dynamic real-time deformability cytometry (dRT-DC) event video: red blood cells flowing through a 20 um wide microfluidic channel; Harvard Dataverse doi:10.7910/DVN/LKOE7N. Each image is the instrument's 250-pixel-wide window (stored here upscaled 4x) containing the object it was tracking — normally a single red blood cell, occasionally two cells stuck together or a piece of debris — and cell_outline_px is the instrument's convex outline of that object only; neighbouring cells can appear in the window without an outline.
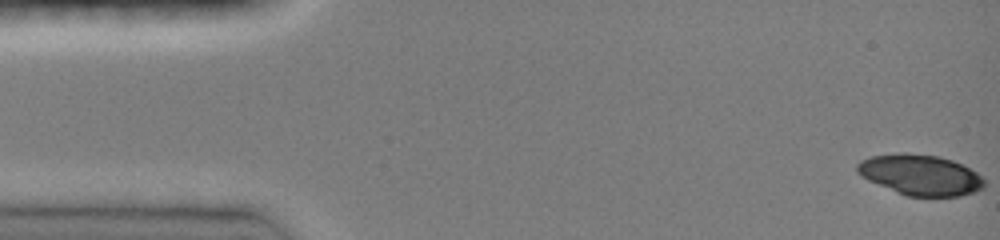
{"species": "common noctule bat (a hibernating species)", "species_latin": "Nyctalus noctula", "temperature_condition": "room temperature", "stored_images_in_passage": 47, "camera_frame_rate_fps": 3000, "um_per_image_px": 0.085, "animal": {"sex": "female", "body_mass_g": 19.0, "forearm_length_mm": 51.5}, "frame": {"image": 1, "passage_image": 1, "time_ms": 0.0, "image_size_px": [1000, 240], "cell_outline_px": [[984, 188], [976, 192], [960, 196], [908, 196], [896, 192], [868, 180], [860, 176], [856, 172], [856, 164], [860, 160], [872, 156], [904, 152], [940, 156], [952, 160], [976, 172], [984, 180]], "centroid_in_image_um": [78.21, 14.86], "position_along_channel_um": 6.8, "area_um2": 30.11}}